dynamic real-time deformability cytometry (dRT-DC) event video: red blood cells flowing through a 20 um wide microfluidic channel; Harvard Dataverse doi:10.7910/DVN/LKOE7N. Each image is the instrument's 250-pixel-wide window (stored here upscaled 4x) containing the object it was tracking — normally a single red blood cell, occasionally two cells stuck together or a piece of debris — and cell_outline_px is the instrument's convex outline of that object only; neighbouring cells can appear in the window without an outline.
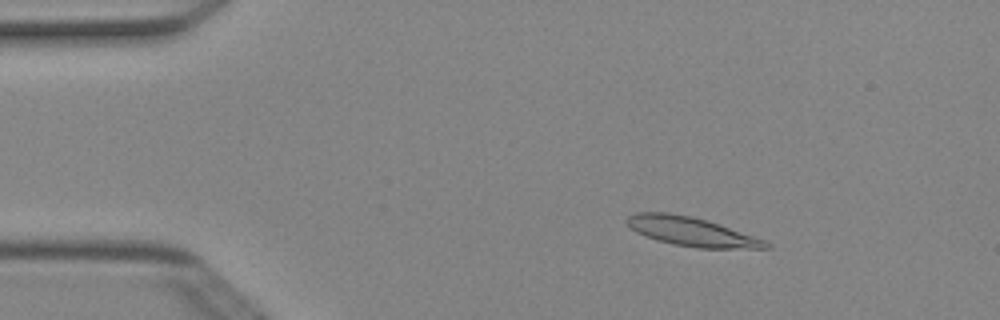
{"species": "Egyptian fruit bat (a non-hibernating species)", "species_latin": "Rousettus aegyptiacus", "temperature_condition": "cold", "stored_images_in_passage": 4, "camera_frame_rate_fps": 3000, "um_per_image_px": 0.085, "animal": {"sex": "female"}, "frame": {"image": 1, "passage_image": 2, "time_ms": 0.333, "image_size_px": [1000, 320], "cell_outline_px": [[772, 248], [700, 248], [676, 244], [656, 240], [644, 236], [636, 232], [624, 220], [628, 216], [636, 212], [668, 212], [692, 216], [708, 220], [764, 240], [772, 244]], "centroid_in_image_um": [58.75, 19.67], "position_along_channel_um": 26.3, "area_um2": 23.35}}
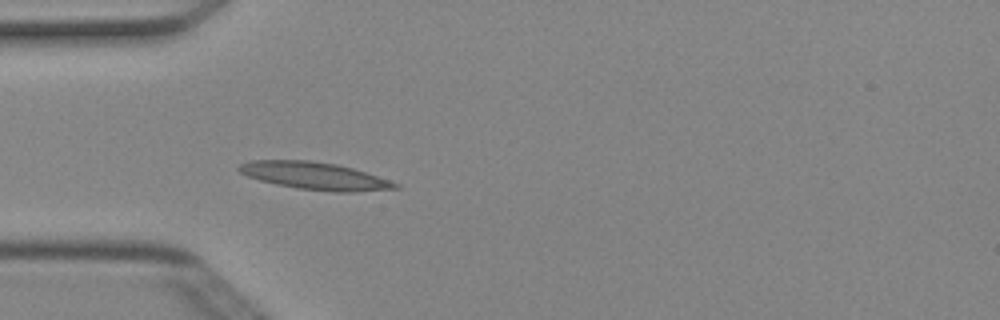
{"frame": {"image": 2, "passage_image": 4, "time_ms": 1.0, "image_size_px": [1000, 320], "cell_outline_px": [[400, 188], [356, 192], [336, 192], [296, 188], [276, 184], [260, 180], [248, 176], [240, 172], [236, 168], [240, 164], [248, 160], [312, 160], [336, 164], [352, 168], [400, 184]], "centroid_in_image_um": [26.73, 14.95], "position_along_channel_um": 58.3, "area_um2": 24.91}}